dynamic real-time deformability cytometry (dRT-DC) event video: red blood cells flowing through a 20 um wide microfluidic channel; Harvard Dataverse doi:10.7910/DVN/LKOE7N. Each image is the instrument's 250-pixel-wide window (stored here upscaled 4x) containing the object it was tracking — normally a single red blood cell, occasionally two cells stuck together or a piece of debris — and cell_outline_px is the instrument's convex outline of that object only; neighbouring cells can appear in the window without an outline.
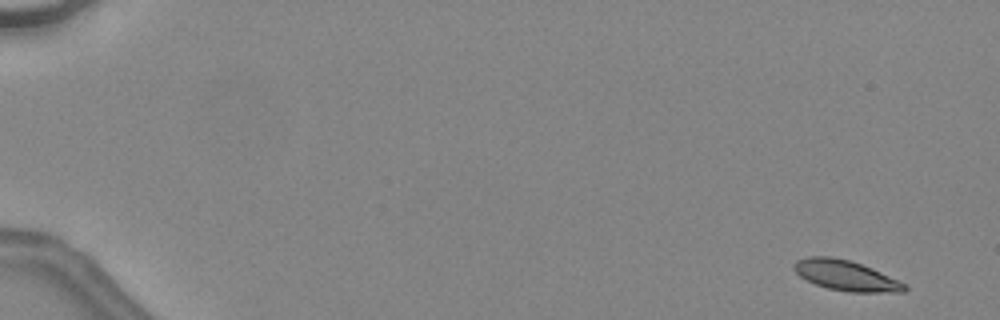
{"species": "common noctule bat (a hibernating species)", "species_latin": "Nyctalus noctula", "temperature_condition": "warm", "stored_images_in_passage": 18, "camera_frame_rate_fps": 3000, "um_per_image_px": 0.085, "animal": {"sex": "female", "body_mass_g": 24.6, "forearm_length_mm": 56.2}, "frame": {"image": 1, "passage_image": 3, "time_ms": 0.667, "image_size_px": [1000, 320], "cell_outline_px": [[908, 288], [904, 292], [848, 292], [828, 288], [816, 284], [800, 276], [792, 268], [792, 264], [796, 260], [808, 256], [832, 256], [852, 260], [872, 268], [900, 280], [908, 284]], "centroid_in_image_um": [71.93, 23.4], "position_along_channel_um": 13.1, "area_um2": 19.83}}